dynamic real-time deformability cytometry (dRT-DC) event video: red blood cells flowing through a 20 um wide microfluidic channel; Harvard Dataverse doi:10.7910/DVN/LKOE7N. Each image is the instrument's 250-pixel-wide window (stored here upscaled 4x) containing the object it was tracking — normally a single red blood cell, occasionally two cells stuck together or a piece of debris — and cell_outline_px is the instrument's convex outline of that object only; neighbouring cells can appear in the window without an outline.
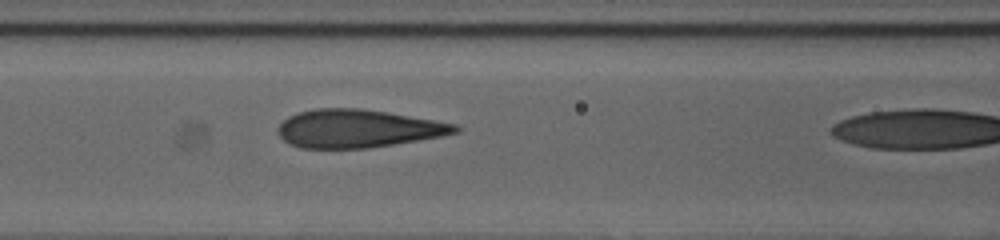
{"species": "human", "species_latin": "Homo sapiens", "temperature_condition": "cold", "stored_images_in_passage": 22, "camera_frame_rate_fps": 3000, "um_per_image_px": 0.085, "donor": {"sex": "female"}, "frame": {"image": 1, "passage_image": 21, "time_ms": 6.667, "image_size_px": [1000, 240], "cell_outline_px": [[460, 132], [440, 136], [368, 148], [300, 148], [288, 144], [276, 132], [276, 128], [288, 116], [300, 112], [316, 108], [364, 108], [388, 112], [456, 124], [460, 128]], "centroid_in_image_um": [30.37, 10.92], "position_along_channel_um": 136.2, "area_um2": 39.25}}